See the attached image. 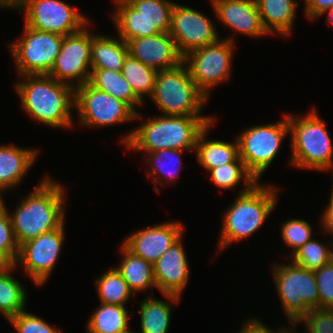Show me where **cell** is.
Listing matches in <instances>:
<instances>
[{"mask_svg": "<svg viewBox=\"0 0 333 333\" xmlns=\"http://www.w3.org/2000/svg\"><path fill=\"white\" fill-rule=\"evenodd\" d=\"M67 191L63 184L46 174L27 196L19 194L21 201L13 211L8 210L19 246L57 229L66 220Z\"/></svg>", "mask_w": 333, "mask_h": 333, "instance_id": "1", "label": "cell"}, {"mask_svg": "<svg viewBox=\"0 0 333 333\" xmlns=\"http://www.w3.org/2000/svg\"><path fill=\"white\" fill-rule=\"evenodd\" d=\"M19 78V79H18ZM14 90L19 96L22 111L39 124L54 129H72L75 89L48 74L18 76Z\"/></svg>", "mask_w": 333, "mask_h": 333, "instance_id": "2", "label": "cell"}, {"mask_svg": "<svg viewBox=\"0 0 333 333\" xmlns=\"http://www.w3.org/2000/svg\"><path fill=\"white\" fill-rule=\"evenodd\" d=\"M216 120L214 116L155 115L123 134L120 142L126 150L151 153L179 149L195 153L200 133Z\"/></svg>", "mask_w": 333, "mask_h": 333, "instance_id": "3", "label": "cell"}, {"mask_svg": "<svg viewBox=\"0 0 333 333\" xmlns=\"http://www.w3.org/2000/svg\"><path fill=\"white\" fill-rule=\"evenodd\" d=\"M279 189L262 181L255 183L248 191L238 193L223 213L216 249L218 254L233 243L249 238L263 226L276 208Z\"/></svg>", "mask_w": 333, "mask_h": 333, "instance_id": "4", "label": "cell"}, {"mask_svg": "<svg viewBox=\"0 0 333 333\" xmlns=\"http://www.w3.org/2000/svg\"><path fill=\"white\" fill-rule=\"evenodd\" d=\"M290 166L299 169L331 171L333 174V144L326 123L315 107L304 115L288 113Z\"/></svg>", "mask_w": 333, "mask_h": 333, "instance_id": "5", "label": "cell"}, {"mask_svg": "<svg viewBox=\"0 0 333 333\" xmlns=\"http://www.w3.org/2000/svg\"><path fill=\"white\" fill-rule=\"evenodd\" d=\"M150 99L162 115L211 116L201 114L209 98L196 86L184 62L158 71Z\"/></svg>", "mask_w": 333, "mask_h": 333, "instance_id": "6", "label": "cell"}, {"mask_svg": "<svg viewBox=\"0 0 333 333\" xmlns=\"http://www.w3.org/2000/svg\"><path fill=\"white\" fill-rule=\"evenodd\" d=\"M271 269L274 285L287 321L297 323L310 309H320L314 271L294 264L274 263Z\"/></svg>", "mask_w": 333, "mask_h": 333, "instance_id": "7", "label": "cell"}, {"mask_svg": "<svg viewBox=\"0 0 333 333\" xmlns=\"http://www.w3.org/2000/svg\"><path fill=\"white\" fill-rule=\"evenodd\" d=\"M282 119L267 124L245 128L236 138L239 144V157L248 172L260 182L270 165L280 152L282 142L289 135L288 113Z\"/></svg>", "mask_w": 333, "mask_h": 333, "instance_id": "8", "label": "cell"}, {"mask_svg": "<svg viewBox=\"0 0 333 333\" xmlns=\"http://www.w3.org/2000/svg\"><path fill=\"white\" fill-rule=\"evenodd\" d=\"M227 37L220 38L214 44L194 49L183 59L196 86L209 100L214 88L225 83L232 75L236 42L233 36Z\"/></svg>", "mask_w": 333, "mask_h": 333, "instance_id": "9", "label": "cell"}, {"mask_svg": "<svg viewBox=\"0 0 333 333\" xmlns=\"http://www.w3.org/2000/svg\"><path fill=\"white\" fill-rule=\"evenodd\" d=\"M74 109L82 127L102 128L136 122L142 119L125 102L98 90L89 82L75 88Z\"/></svg>", "mask_w": 333, "mask_h": 333, "instance_id": "10", "label": "cell"}, {"mask_svg": "<svg viewBox=\"0 0 333 333\" xmlns=\"http://www.w3.org/2000/svg\"><path fill=\"white\" fill-rule=\"evenodd\" d=\"M23 34L6 44L13 59L16 76L48 74L63 42L62 35L32 29L23 25Z\"/></svg>", "mask_w": 333, "mask_h": 333, "instance_id": "11", "label": "cell"}, {"mask_svg": "<svg viewBox=\"0 0 333 333\" xmlns=\"http://www.w3.org/2000/svg\"><path fill=\"white\" fill-rule=\"evenodd\" d=\"M15 9L28 27L62 36L92 25L88 16L63 0H23Z\"/></svg>", "mask_w": 333, "mask_h": 333, "instance_id": "12", "label": "cell"}, {"mask_svg": "<svg viewBox=\"0 0 333 333\" xmlns=\"http://www.w3.org/2000/svg\"><path fill=\"white\" fill-rule=\"evenodd\" d=\"M66 221L57 229L43 233L19 246V254L14 265L22 267L25 275L37 285L44 284L51 277L62 252L66 238Z\"/></svg>", "mask_w": 333, "mask_h": 333, "instance_id": "13", "label": "cell"}, {"mask_svg": "<svg viewBox=\"0 0 333 333\" xmlns=\"http://www.w3.org/2000/svg\"><path fill=\"white\" fill-rule=\"evenodd\" d=\"M88 24L80 31L65 35L59 54L48 75L74 89L91 77V31Z\"/></svg>", "mask_w": 333, "mask_h": 333, "instance_id": "14", "label": "cell"}, {"mask_svg": "<svg viewBox=\"0 0 333 333\" xmlns=\"http://www.w3.org/2000/svg\"><path fill=\"white\" fill-rule=\"evenodd\" d=\"M214 20L191 6L174 4L170 36L179 52L185 56L194 49L214 44L219 39V29Z\"/></svg>", "mask_w": 333, "mask_h": 333, "instance_id": "15", "label": "cell"}, {"mask_svg": "<svg viewBox=\"0 0 333 333\" xmlns=\"http://www.w3.org/2000/svg\"><path fill=\"white\" fill-rule=\"evenodd\" d=\"M185 228L178 220L163 221L132 231L121 241L131 253L153 265L184 235Z\"/></svg>", "mask_w": 333, "mask_h": 333, "instance_id": "16", "label": "cell"}, {"mask_svg": "<svg viewBox=\"0 0 333 333\" xmlns=\"http://www.w3.org/2000/svg\"><path fill=\"white\" fill-rule=\"evenodd\" d=\"M183 238L184 235L153 264L154 281L161 294L181 297L189 283L191 271Z\"/></svg>", "mask_w": 333, "mask_h": 333, "instance_id": "17", "label": "cell"}, {"mask_svg": "<svg viewBox=\"0 0 333 333\" xmlns=\"http://www.w3.org/2000/svg\"><path fill=\"white\" fill-rule=\"evenodd\" d=\"M126 43L132 57L157 71L170 69L183 63L184 56L179 52L169 32L131 39Z\"/></svg>", "mask_w": 333, "mask_h": 333, "instance_id": "18", "label": "cell"}, {"mask_svg": "<svg viewBox=\"0 0 333 333\" xmlns=\"http://www.w3.org/2000/svg\"><path fill=\"white\" fill-rule=\"evenodd\" d=\"M215 18L223 24V29H231L246 37L268 36L263 28L255 0H225L212 6Z\"/></svg>", "mask_w": 333, "mask_h": 333, "instance_id": "19", "label": "cell"}, {"mask_svg": "<svg viewBox=\"0 0 333 333\" xmlns=\"http://www.w3.org/2000/svg\"><path fill=\"white\" fill-rule=\"evenodd\" d=\"M38 148L20 147L9 143L0 145V194L18 187L23 178L35 165L39 156Z\"/></svg>", "mask_w": 333, "mask_h": 333, "instance_id": "20", "label": "cell"}, {"mask_svg": "<svg viewBox=\"0 0 333 333\" xmlns=\"http://www.w3.org/2000/svg\"><path fill=\"white\" fill-rule=\"evenodd\" d=\"M216 120L210 123L198 136L195 156L198 164L208 172L211 169L228 163H244L239 157V144L237 138L234 141L207 139Z\"/></svg>", "mask_w": 333, "mask_h": 333, "instance_id": "21", "label": "cell"}, {"mask_svg": "<svg viewBox=\"0 0 333 333\" xmlns=\"http://www.w3.org/2000/svg\"><path fill=\"white\" fill-rule=\"evenodd\" d=\"M263 28L268 35H279L283 39L294 31L297 0H255Z\"/></svg>", "mask_w": 333, "mask_h": 333, "instance_id": "22", "label": "cell"}, {"mask_svg": "<svg viewBox=\"0 0 333 333\" xmlns=\"http://www.w3.org/2000/svg\"><path fill=\"white\" fill-rule=\"evenodd\" d=\"M162 296L165 300L151 297L150 293L139 301L140 333H168L173 307L179 304L182 298L172 294Z\"/></svg>", "mask_w": 333, "mask_h": 333, "instance_id": "23", "label": "cell"}, {"mask_svg": "<svg viewBox=\"0 0 333 333\" xmlns=\"http://www.w3.org/2000/svg\"><path fill=\"white\" fill-rule=\"evenodd\" d=\"M128 54V45L119 36L113 37L91 31V69L121 72Z\"/></svg>", "mask_w": 333, "mask_h": 333, "instance_id": "24", "label": "cell"}, {"mask_svg": "<svg viewBox=\"0 0 333 333\" xmlns=\"http://www.w3.org/2000/svg\"><path fill=\"white\" fill-rule=\"evenodd\" d=\"M184 150L179 149H162L151 153H143L146 157L144 161L146 165V171L150 175V179L153 183V190L160 192V187L168 185V183H175L178 181V174L181 171L182 159Z\"/></svg>", "mask_w": 333, "mask_h": 333, "instance_id": "25", "label": "cell"}, {"mask_svg": "<svg viewBox=\"0 0 333 333\" xmlns=\"http://www.w3.org/2000/svg\"><path fill=\"white\" fill-rule=\"evenodd\" d=\"M120 262L115 266L122 278L126 281L134 295L146 293L156 288L153 276V265L143 258L131 253L122 243L119 245Z\"/></svg>", "mask_w": 333, "mask_h": 333, "instance_id": "26", "label": "cell"}, {"mask_svg": "<svg viewBox=\"0 0 333 333\" xmlns=\"http://www.w3.org/2000/svg\"><path fill=\"white\" fill-rule=\"evenodd\" d=\"M115 10L110 14L117 35L125 42L160 33L151 26L127 0H112Z\"/></svg>", "mask_w": 333, "mask_h": 333, "instance_id": "27", "label": "cell"}, {"mask_svg": "<svg viewBox=\"0 0 333 333\" xmlns=\"http://www.w3.org/2000/svg\"><path fill=\"white\" fill-rule=\"evenodd\" d=\"M15 269L14 264H8L0 270V315L7 321L25 311L28 303L27 289L13 277Z\"/></svg>", "mask_w": 333, "mask_h": 333, "instance_id": "28", "label": "cell"}, {"mask_svg": "<svg viewBox=\"0 0 333 333\" xmlns=\"http://www.w3.org/2000/svg\"><path fill=\"white\" fill-rule=\"evenodd\" d=\"M89 83L98 90L125 102L135 113L140 112L137 108L144 106L121 72L110 69H91Z\"/></svg>", "mask_w": 333, "mask_h": 333, "instance_id": "29", "label": "cell"}, {"mask_svg": "<svg viewBox=\"0 0 333 333\" xmlns=\"http://www.w3.org/2000/svg\"><path fill=\"white\" fill-rule=\"evenodd\" d=\"M132 312L126 306L99 303L85 324V332L122 333L130 328Z\"/></svg>", "mask_w": 333, "mask_h": 333, "instance_id": "30", "label": "cell"}, {"mask_svg": "<svg viewBox=\"0 0 333 333\" xmlns=\"http://www.w3.org/2000/svg\"><path fill=\"white\" fill-rule=\"evenodd\" d=\"M94 279L100 303L126 306L133 299L134 293L114 266Z\"/></svg>", "mask_w": 333, "mask_h": 333, "instance_id": "31", "label": "cell"}, {"mask_svg": "<svg viewBox=\"0 0 333 333\" xmlns=\"http://www.w3.org/2000/svg\"><path fill=\"white\" fill-rule=\"evenodd\" d=\"M121 73L136 96L145 103L144 100L150 98L153 93L158 71L145 66L142 62L128 54Z\"/></svg>", "mask_w": 333, "mask_h": 333, "instance_id": "32", "label": "cell"}, {"mask_svg": "<svg viewBox=\"0 0 333 333\" xmlns=\"http://www.w3.org/2000/svg\"><path fill=\"white\" fill-rule=\"evenodd\" d=\"M327 240L329 242L323 243L312 237L291 256L288 255V258L294 264L310 271L319 270L333 259V238Z\"/></svg>", "mask_w": 333, "mask_h": 333, "instance_id": "33", "label": "cell"}, {"mask_svg": "<svg viewBox=\"0 0 333 333\" xmlns=\"http://www.w3.org/2000/svg\"><path fill=\"white\" fill-rule=\"evenodd\" d=\"M214 186L232 190L243 183L239 194L248 191L257 180L248 172L244 163H228L208 171Z\"/></svg>", "mask_w": 333, "mask_h": 333, "instance_id": "34", "label": "cell"}, {"mask_svg": "<svg viewBox=\"0 0 333 333\" xmlns=\"http://www.w3.org/2000/svg\"><path fill=\"white\" fill-rule=\"evenodd\" d=\"M159 32H170L173 0H127Z\"/></svg>", "mask_w": 333, "mask_h": 333, "instance_id": "35", "label": "cell"}, {"mask_svg": "<svg viewBox=\"0 0 333 333\" xmlns=\"http://www.w3.org/2000/svg\"><path fill=\"white\" fill-rule=\"evenodd\" d=\"M313 227L308 220L298 217L286 219L281 223L280 235L286 249L290 250V256L315 235Z\"/></svg>", "mask_w": 333, "mask_h": 333, "instance_id": "36", "label": "cell"}, {"mask_svg": "<svg viewBox=\"0 0 333 333\" xmlns=\"http://www.w3.org/2000/svg\"><path fill=\"white\" fill-rule=\"evenodd\" d=\"M4 197L0 205V255L9 263L14 264L19 254L11 218Z\"/></svg>", "mask_w": 333, "mask_h": 333, "instance_id": "37", "label": "cell"}, {"mask_svg": "<svg viewBox=\"0 0 333 333\" xmlns=\"http://www.w3.org/2000/svg\"><path fill=\"white\" fill-rule=\"evenodd\" d=\"M7 322L15 329L11 333H64L59 327L52 326L42 317L26 310L10 318Z\"/></svg>", "mask_w": 333, "mask_h": 333, "instance_id": "38", "label": "cell"}, {"mask_svg": "<svg viewBox=\"0 0 333 333\" xmlns=\"http://www.w3.org/2000/svg\"><path fill=\"white\" fill-rule=\"evenodd\" d=\"M297 323L304 324V333H333V309H310Z\"/></svg>", "mask_w": 333, "mask_h": 333, "instance_id": "39", "label": "cell"}, {"mask_svg": "<svg viewBox=\"0 0 333 333\" xmlns=\"http://www.w3.org/2000/svg\"><path fill=\"white\" fill-rule=\"evenodd\" d=\"M320 298V309H333V259L314 271Z\"/></svg>", "mask_w": 333, "mask_h": 333, "instance_id": "40", "label": "cell"}, {"mask_svg": "<svg viewBox=\"0 0 333 333\" xmlns=\"http://www.w3.org/2000/svg\"><path fill=\"white\" fill-rule=\"evenodd\" d=\"M305 17L315 21L333 7V0H302Z\"/></svg>", "mask_w": 333, "mask_h": 333, "instance_id": "41", "label": "cell"}, {"mask_svg": "<svg viewBox=\"0 0 333 333\" xmlns=\"http://www.w3.org/2000/svg\"><path fill=\"white\" fill-rule=\"evenodd\" d=\"M332 176V187L331 192L329 195V201L327 205L324 207L325 209L321 210L323 213H321L320 219V229L322 230L324 234L327 233L333 238V174H330Z\"/></svg>", "mask_w": 333, "mask_h": 333, "instance_id": "42", "label": "cell"}, {"mask_svg": "<svg viewBox=\"0 0 333 333\" xmlns=\"http://www.w3.org/2000/svg\"><path fill=\"white\" fill-rule=\"evenodd\" d=\"M242 323L241 328L236 331L237 333H274L273 328H270L259 317H249Z\"/></svg>", "mask_w": 333, "mask_h": 333, "instance_id": "43", "label": "cell"}, {"mask_svg": "<svg viewBox=\"0 0 333 333\" xmlns=\"http://www.w3.org/2000/svg\"><path fill=\"white\" fill-rule=\"evenodd\" d=\"M22 1L23 0H0V9L14 10Z\"/></svg>", "mask_w": 333, "mask_h": 333, "instance_id": "44", "label": "cell"}, {"mask_svg": "<svg viewBox=\"0 0 333 333\" xmlns=\"http://www.w3.org/2000/svg\"><path fill=\"white\" fill-rule=\"evenodd\" d=\"M298 325H300V324H298V323H291L289 326H291V328L288 326V327H286V325H285V327H284V325H283V327L281 328V327H279V329L277 330H274V333H299L300 331H298L299 329H297V331L296 330H294V329H296L295 327H297ZM300 333H302V332H300Z\"/></svg>", "mask_w": 333, "mask_h": 333, "instance_id": "45", "label": "cell"}, {"mask_svg": "<svg viewBox=\"0 0 333 333\" xmlns=\"http://www.w3.org/2000/svg\"><path fill=\"white\" fill-rule=\"evenodd\" d=\"M325 15H327L326 20H325V23L328 24L327 26L329 27V26L333 25V7L331 9L327 10L324 14H322V16L320 18L324 17Z\"/></svg>", "mask_w": 333, "mask_h": 333, "instance_id": "46", "label": "cell"}, {"mask_svg": "<svg viewBox=\"0 0 333 333\" xmlns=\"http://www.w3.org/2000/svg\"><path fill=\"white\" fill-rule=\"evenodd\" d=\"M9 263L0 255V270L6 267Z\"/></svg>", "mask_w": 333, "mask_h": 333, "instance_id": "47", "label": "cell"}, {"mask_svg": "<svg viewBox=\"0 0 333 333\" xmlns=\"http://www.w3.org/2000/svg\"><path fill=\"white\" fill-rule=\"evenodd\" d=\"M209 1H211L209 4H211V7H212L214 4L221 2V1H225V0H209Z\"/></svg>", "mask_w": 333, "mask_h": 333, "instance_id": "48", "label": "cell"}, {"mask_svg": "<svg viewBox=\"0 0 333 333\" xmlns=\"http://www.w3.org/2000/svg\"><path fill=\"white\" fill-rule=\"evenodd\" d=\"M131 328H129L128 330H126V331H124V332H122V333H140V332H135V331H133V330H130Z\"/></svg>", "mask_w": 333, "mask_h": 333, "instance_id": "49", "label": "cell"}, {"mask_svg": "<svg viewBox=\"0 0 333 333\" xmlns=\"http://www.w3.org/2000/svg\"><path fill=\"white\" fill-rule=\"evenodd\" d=\"M3 196L0 194V205L2 204Z\"/></svg>", "mask_w": 333, "mask_h": 333, "instance_id": "50", "label": "cell"}]
</instances>
